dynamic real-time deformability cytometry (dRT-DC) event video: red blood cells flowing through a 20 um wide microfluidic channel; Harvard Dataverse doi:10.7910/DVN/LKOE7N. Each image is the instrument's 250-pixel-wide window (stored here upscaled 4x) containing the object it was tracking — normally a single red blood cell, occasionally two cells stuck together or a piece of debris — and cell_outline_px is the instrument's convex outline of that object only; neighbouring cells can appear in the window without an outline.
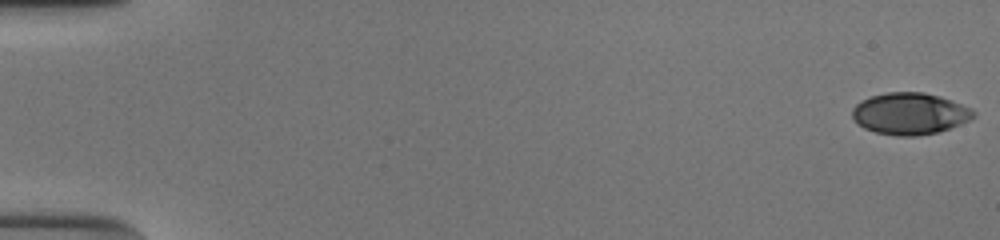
{"species": "human", "species_latin": "Homo sapiens", "temperature_condition": "cold", "stored_images_in_passage": 54, "camera_frame_rate_fps": 3000, "um_per_image_px": 0.085, "donor": {"sex": "male"}, "frame": {"image": 1, "passage_image": 1, "time_ms": 0.0, "image_size_px": [1000, 240], "cell_outline_px": [[976, 116], [960, 124], [936, 132], [916, 136], [896, 136], [876, 132], [864, 128], [856, 124], [852, 116], [852, 108], [860, 100], [872, 96], [888, 92], [924, 92], [940, 96], [972, 108], [976, 112]], "centroid_in_image_um": [77.32, 9.65], "position_along_channel_um": 7.7, "area_um2": 29.54}}
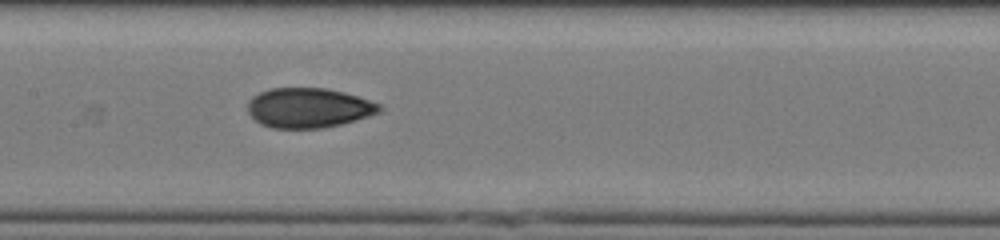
{"frame": {"image": 2, "passage_image": 28, "time_ms": 9.0, "image_size_px": [1000, 240], "cell_outline_px": [[384, 108], [380, 112], [356, 120], [340, 124], [320, 128], [272, 128], [260, 124], [248, 112], [248, 100], [252, 96], [268, 88], [324, 88], [344, 92], [380, 104]], "centroid_in_image_um": [26.21, 9.16], "position_along_channel_um": 181.2, "area_um2": 30.52}}
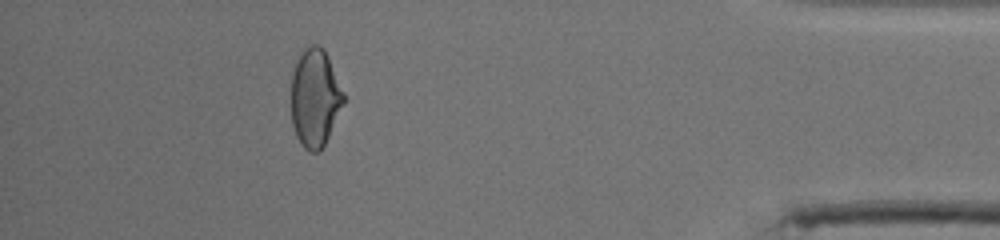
{"frame": {"image": 3, "passage_image": 49, "time_ms": 16.0, "image_size_px": [1000, 240], "cell_outline_px": [[344, 104], [320, 152], [308, 152], [304, 148], [296, 136], [292, 124], [292, 72], [296, 60], [304, 48], [312, 44], [316, 44], [324, 48], [328, 56], [344, 92]], "centroid_in_image_um": [26.77, 8.31], "position_along_channel_um": 408.4, "area_um2": 30.0}, "authors_computed_cell_mechanics": {"area_um2": 30.1716, "velocity_mm_per_s": 3.8905, "shape_relaxation_time_tau1_ms": 7.1831, "shape_relaxation_time_tau2_ms": 1.7293, "deformation_change_tau1": 0.1887, "deformation_change_tau2": 0.0622}}